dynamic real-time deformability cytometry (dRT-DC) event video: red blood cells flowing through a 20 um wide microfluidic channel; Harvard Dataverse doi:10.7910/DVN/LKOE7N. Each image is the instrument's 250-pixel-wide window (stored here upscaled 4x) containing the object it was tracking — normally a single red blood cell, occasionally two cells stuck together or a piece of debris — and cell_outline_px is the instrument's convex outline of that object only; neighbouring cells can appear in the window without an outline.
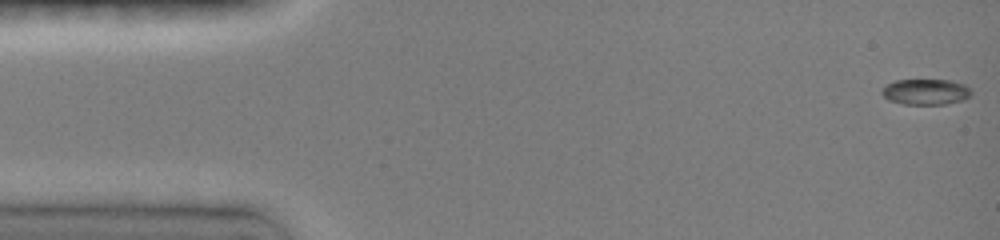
{"species": "common noctule bat (a hibernating species)", "species_latin": "Nyctalus noctula", "temperature_condition": "room temperature", "stored_images_in_passage": 32, "camera_frame_rate_fps": 3000, "um_per_image_px": 0.085, "animal": {"sex": "female", "body_mass_g": 19.0, "forearm_length_mm": 51.5}, "frame": {"image": 1, "passage_image": 1, "time_ms": 0.0, "image_size_px": [1000, 240], "cell_outline_px": [[972, 92], [964, 100], [944, 104], [904, 104], [888, 100], [880, 92], [888, 84], [896, 80], [948, 80], [964, 84]], "centroid_in_image_um": [78.68, 7.81], "position_along_channel_um": 6.3, "area_um2": 13.24}}
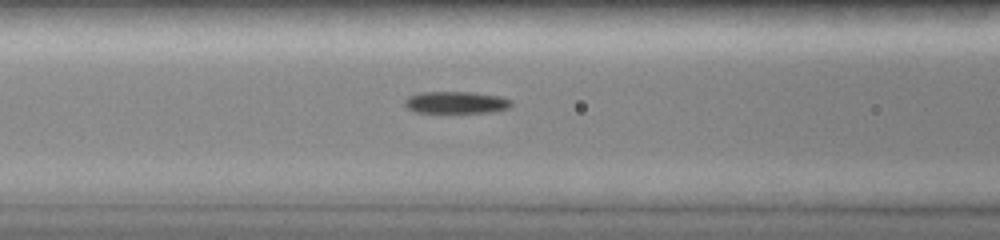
{"frame": {"image": 2, "passage_image": 11, "time_ms": 6.0, "image_size_px": [1000, 240], "cell_outline_px": [[512, 104], [508, 108], [492, 112], [416, 112], [408, 108], [404, 104], [404, 100], [408, 96], [420, 92], [472, 92], [500, 96], [512, 100]], "centroid_in_image_um": [38.77, 8.7], "position_along_channel_um": 127.8, "area_um2": 13.64}}
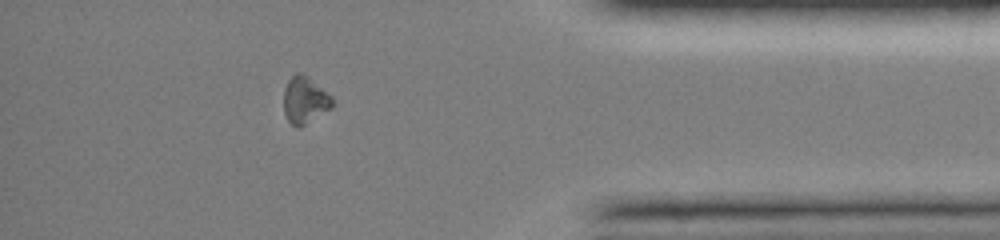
{"frame": {"image": 3, "passage_image": 29, "time_ms": 13.333, "image_size_px": [1000, 240], "cell_outline_px": [[332, 108], [300, 128], [296, 128], [288, 120], [284, 112], [284, 88], [288, 80], [296, 72], [300, 72], [308, 76], [332, 96]], "centroid_in_image_um": [25.91, 8.51], "position_along_channel_um": 409.3, "area_um2": 13.41}, "authors_computed_cell_mechanics": {"area_um2": 13.4963, "velocity_mm_per_s": 4.088, "shape_relaxation_time_tau1_ms": 2.9343, "shape_relaxation_time_tau2_ms": null, "deformation_change_tau1": 0.1139, "deformation_change_tau2": null}}